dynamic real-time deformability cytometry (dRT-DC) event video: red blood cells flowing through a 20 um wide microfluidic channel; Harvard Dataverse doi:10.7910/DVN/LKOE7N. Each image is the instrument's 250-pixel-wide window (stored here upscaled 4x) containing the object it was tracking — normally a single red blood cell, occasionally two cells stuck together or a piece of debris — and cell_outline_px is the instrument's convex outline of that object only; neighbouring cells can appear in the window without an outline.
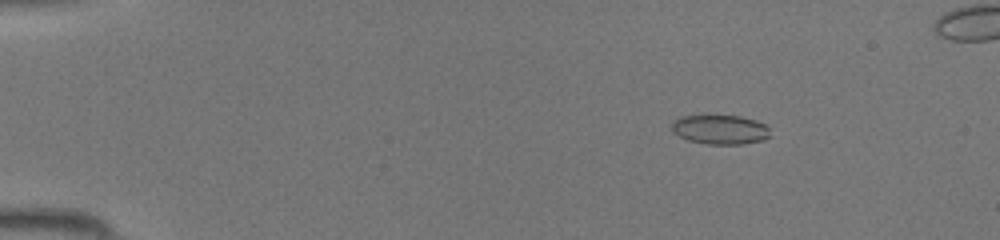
{"species": "common noctule bat (a hibernating species)", "species_latin": "Nyctalus noctula", "temperature_condition": "room temperature", "stored_images_in_passage": 40, "camera_frame_rate_fps": 3000, "um_per_image_px": 0.085, "animal": {"sex": "female", "body_mass_g": 19.5, "forearm_length_mm": 54.1}, "frame": {"image": 1, "passage_image": 3, "time_ms": 0.667, "image_size_px": [1000, 240], "cell_outline_px": [[768, 136], [764, 140], [744, 144], [708, 144], [688, 140], [672, 132], [672, 124], [676, 116], [708, 112], [740, 116], [756, 120], [764, 124], [768, 128]], "centroid_in_image_um": [61.14, 10.95], "position_along_channel_um": 23.9, "area_um2": 17.69}}
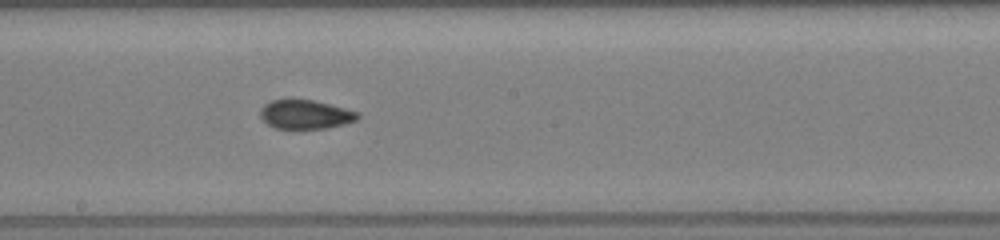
{"frame": {"image": 2, "passage_image": 22, "time_ms": 7.0, "image_size_px": [1000, 240], "cell_outline_px": [[360, 116], [356, 120], [344, 124], [328, 128], [276, 128], [268, 124], [260, 116], [260, 108], [264, 104], [272, 100], [288, 96], [312, 100], [360, 112]], "centroid_in_image_um": [25.92, 9.68], "position_along_channel_um": 222.3, "area_um2": 16.82}}
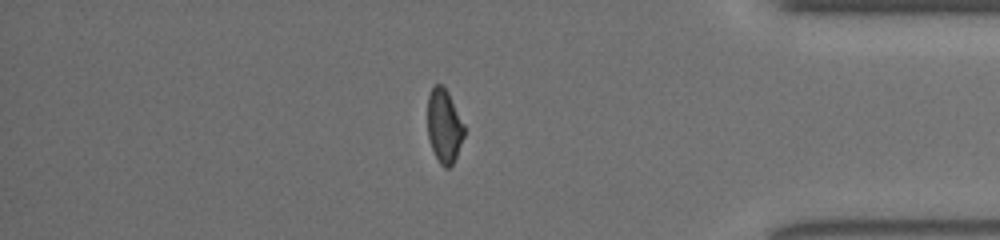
{"frame": {"image": 3, "passage_image": 35, "time_ms": 11.333, "image_size_px": [1000, 240], "cell_outline_px": [[464, 136], [456, 156], [452, 164], [448, 168], [444, 168], [440, 164], [432, 148], [428, 136], [428, 96], [432, 88], [436, 84], [440, 84], [448, 92], [464, 124]], "centroid_in_image_um": [37.75, 10.71], "position_along_channel_um": 397.4, "area_um2": 15.49}}